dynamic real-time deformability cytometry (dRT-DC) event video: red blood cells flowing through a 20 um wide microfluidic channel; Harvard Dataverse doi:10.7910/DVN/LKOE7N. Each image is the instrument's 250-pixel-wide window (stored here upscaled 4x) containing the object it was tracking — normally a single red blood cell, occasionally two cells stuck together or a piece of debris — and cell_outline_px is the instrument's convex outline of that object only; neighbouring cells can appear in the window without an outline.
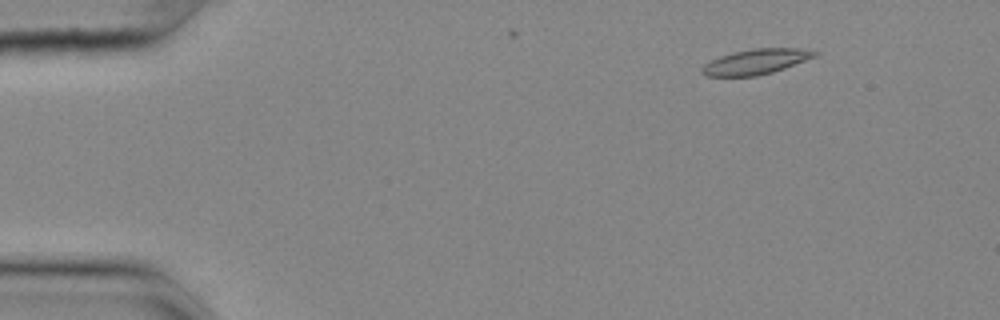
{"species": "common noctule bat (a hibernating species)", "species_latin": "Nyctalus noctula", "temperature_condition": "cold", "stored_images_in_passage": 11, "camera_frame_rate_fps": 3000, "um_per_image_px": 0.085, "animal": {"sex": "female", "body_mass_g": 25.1}, "frame": {"image": 1, "passage_image": 7, "time_ms": 2.0, "image_size_px": [1000, 320], "cell_outline_px": [[820, 52], [816, 56], [784, 68], [772, 72], [756, 76], [708, 76], [700, 72], [700, 68], [704, 64], [720, 56], [732, 52], [752, 48], [800, 48]], "centroid_in_image_um": [64.23, 5.23], "position_along_channel_um": 20.8, "area_um2": 16.53}}